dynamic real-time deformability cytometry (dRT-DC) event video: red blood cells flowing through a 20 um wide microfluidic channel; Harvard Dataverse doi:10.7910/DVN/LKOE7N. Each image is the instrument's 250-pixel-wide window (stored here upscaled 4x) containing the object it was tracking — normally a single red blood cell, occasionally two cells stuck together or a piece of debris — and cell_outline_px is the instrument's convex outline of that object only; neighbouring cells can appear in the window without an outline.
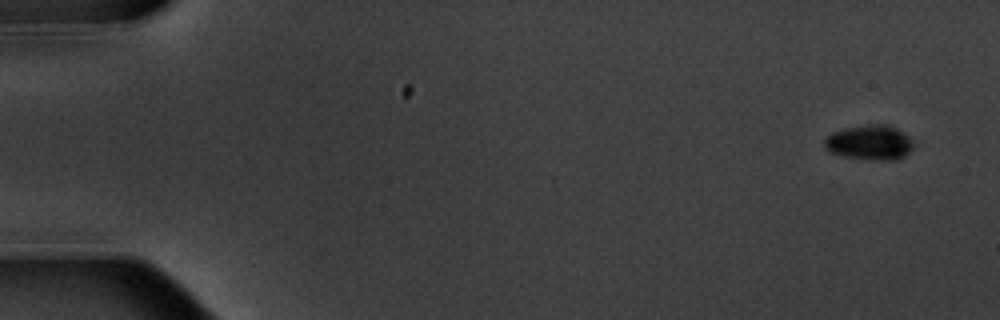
{"species": "common noctule bat (a hibernating species)", "species_latin": "Nyctalus noctula", "temperature_condition": "warm", "stored_images_in_passage": 7, "camera_frame_rate_fps": 3000, "um_per_image_px": 0.085, "animal": {"sex": "male", "body_mass_g": 20.1, "forearm_length_mm": 53.5}, "frame": {"image": 1, "passage_image": 1, "time_ms": 0.0, "image_size_px": [1000, 320], "cell_outline_px": [[912, 148], [904, 156], [896, 160], [880, 160], [844, 156], [828, 152], [824, 148], [824, 140], [832, 132], [844, 128], [868, 124], [884, 124], [896, 128], [908, 136], [912, 140]], "centroid_in_image_um": [73.89, 12.11], "position_along_channel_um": 11.1, "area_um2": 17.98}}
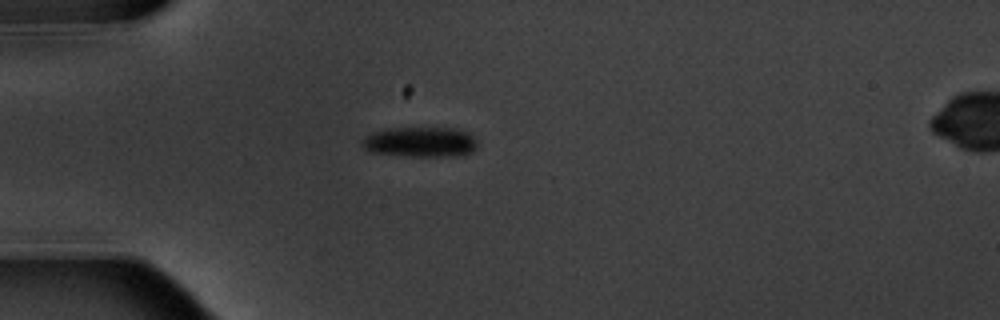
{"frame": {"image": 2, "passage_image": 5, "time_ms": 4.667, "image_size_px": [1000, 320], "cell_outline_px": [[476, 148], [472, 152], [464, 156], [412, 156], [372, 152], [364, 148], [360, 144], [364, 136], [372, 132], [388, 128], [452, 128], [468, 132], [476, 140]], "centroid_in_image_um": [35.73, 12.07], "position_along_channel_um": 49.3, "area_um2": 20.35}}